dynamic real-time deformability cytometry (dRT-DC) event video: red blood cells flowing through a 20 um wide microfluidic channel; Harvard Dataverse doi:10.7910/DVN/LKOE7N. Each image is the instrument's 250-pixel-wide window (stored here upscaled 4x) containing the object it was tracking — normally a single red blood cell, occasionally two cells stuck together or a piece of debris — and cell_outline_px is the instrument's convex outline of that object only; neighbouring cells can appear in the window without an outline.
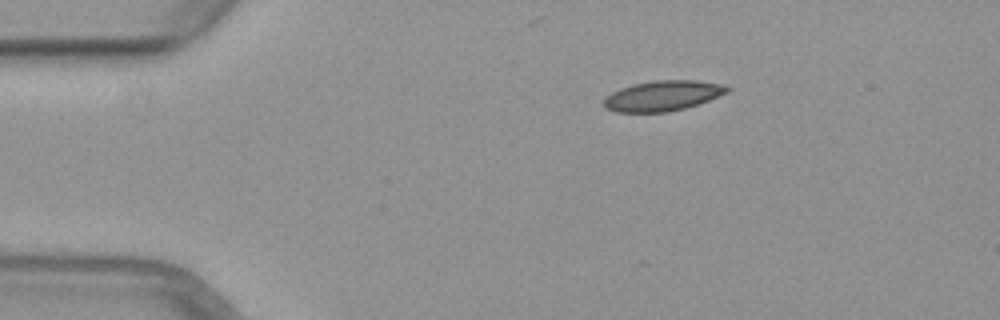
{"species": "common noctule bat (a hibernating species)", "species_latin": "Nyctalus noctula", "temperature_condition": "warm", "stored_images_in_passage": 42, "camera_frame_rate_fps": 3000, "um_per_image_px": 0.085, "animal": {"sex": "female", "body_mass_g": 29.2, "forearm_length_mm": 56.3}, "frame": {"image": 1, "passage_image": 1, "time_ms": 0.0, "image_size_px": [1000, 320], "cell_outline_px": [[732, 88], [728, 92], [708, 100], [684, 108], [668, 112], [616, 112], [604, 108], [604, 100], [612, 92], [620, 88], [632, 84], [656, 80], [696, 80], [724, 84]], "centroid_in_image_um": [56.34, 8.13], "position_along_channel_um": 28.7, "area_um2": 21.73}}
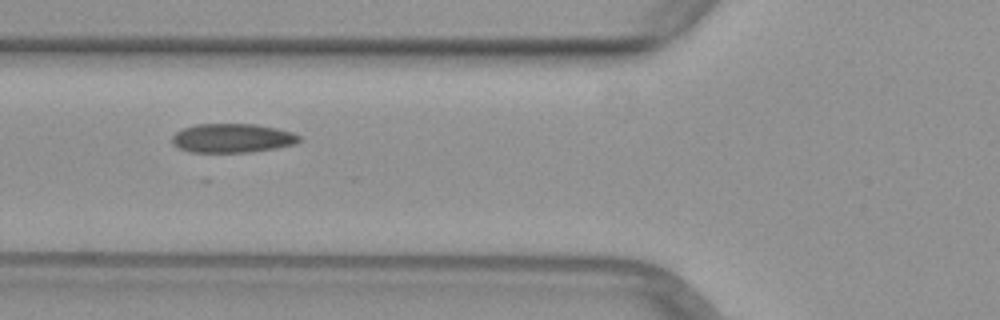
{"frame": {"image": 2, "passage_image": 11, "time_ms": 3.333, "image_size_px": [1000, 320], "cell_outline_px": [[304, 140], [296, 144], [276, 148], [248, 152], [188, 152], [172, 144], [172, 136], [176, 132], [184, 128], [196, 124], [256, 124], [276, 128], [292, 132], [300, 136]], "centroid_in_image_um": [19.77, 11.74], "position_along_channel_um": 106.0, "area_um2": 21.62}}
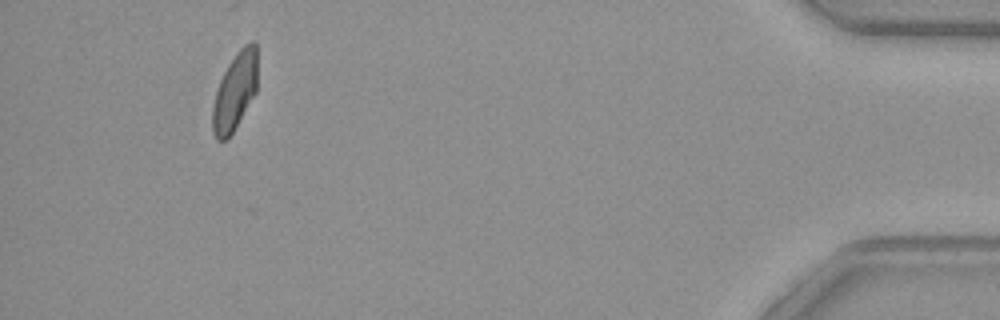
{"frame": {"image": 3, "passage_image": 39, "time_ms": 12.667, "image_size_px": [1000, 320], "cell_outline_px": [[256, 92], [228, 140], [216, 140], [212, 132], [212, 108], [216, 92], [220, 80], [228, 64], [236, 52], [244, 44], [252, 40], [256, 40]], "centroid_in_image_um": [19.95, 7.78], "position_along_channel_um": 415.2, "area_um2": 20.29}}